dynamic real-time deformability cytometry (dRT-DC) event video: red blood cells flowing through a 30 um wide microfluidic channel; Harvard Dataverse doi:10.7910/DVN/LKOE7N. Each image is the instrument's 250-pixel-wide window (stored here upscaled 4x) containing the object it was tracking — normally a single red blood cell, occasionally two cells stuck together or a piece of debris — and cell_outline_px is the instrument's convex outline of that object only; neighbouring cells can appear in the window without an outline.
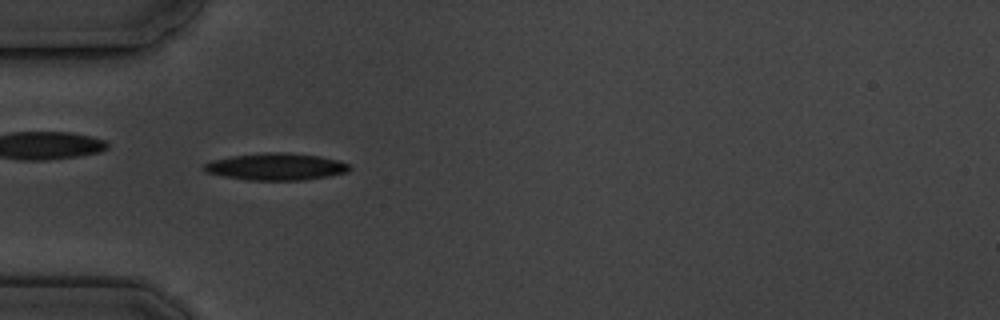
{"species": "common noctule bat (a hibernating species)", "species_latin": "Nyctalus noctula", "temperature_condition": "cold", "stored_images_in_passage": 6, "camera_frame_rate_fps": 3000, "um_per_image_px": 0.085, "animal": {"sex": "male", "body_mass_g": 19.5, "forearm_length_mm": 54.6}, "frame": {"image": 1, "passage_image": 6, "time_ms": 5.667, "image_size_px": [1000, 320], "cell_outline_px": [[352, 168], [348, 172], [328, 176], [304, 180], [248, 180], [224, 176], [204, 172], [204, 164], [212, 160], [232, 156], [264, 152], [288, 152], [320, 156], [340, 160], [348, 164]], "centroid_in_image_um": [23.49, 14.16], "position_along_channel_um": 61.5, "area_um2": 23.0}}